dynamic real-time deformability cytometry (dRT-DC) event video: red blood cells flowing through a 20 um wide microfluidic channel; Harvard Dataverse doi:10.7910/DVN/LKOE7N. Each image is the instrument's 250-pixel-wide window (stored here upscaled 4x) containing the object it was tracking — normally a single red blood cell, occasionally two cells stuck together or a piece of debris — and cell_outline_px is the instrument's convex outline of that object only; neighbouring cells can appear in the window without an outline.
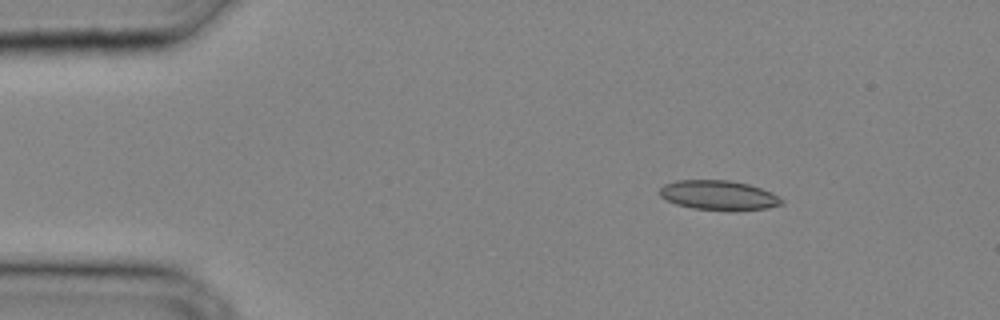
{"species": "common noctule bat (a hibernating species)", "species_latin": "Nyctalus noctula", "temperature_condition": "cold", "stored_images_in_passage": 33, "camera_frame_rate_fps": 3000, "um_per_image_px": 0.085, "animal": {"sex": "male", "body_mass_g": 20.4}, "frame": {"image": 1, "passage_image": 5, "time_ms": 1.333, "image_size_px": [1000, 320], "cell_outline_px": [[784, 204], [768, 208], [736, 212], [692, 208], [676, 204], [660, 196], [660, 188], [664, 184], [676, 180], [728, 180], [748, 184], [760, 188], [784, 200]], "centroid_in_image_um": [61.09, 16.62], "position_along_channel_um": 23.9, "area_um2": 21.21}}
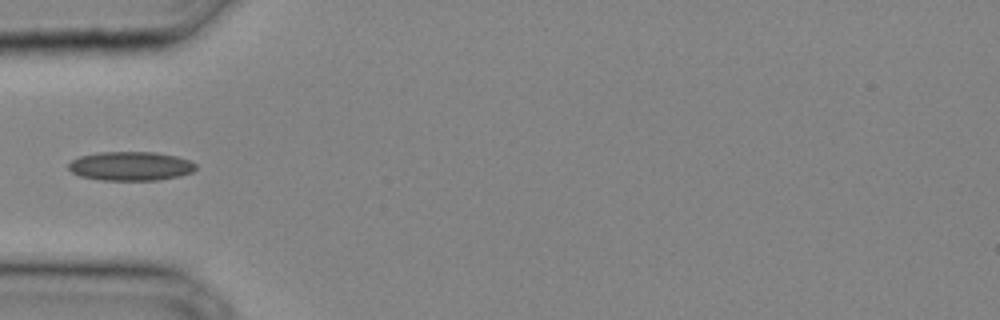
{"frame": {"image": 2, "passage_image": 11, "time_ms": 3.333, "image_size_px": [1000, 320], "cell_outline_px": [[196, 168], [192, 172], [180, 176], [156, 180], [100, 180], [80, 176], [72, 172], [68, 168], [68, 164], [72, 160], [80, 156], [100, 152], [156, 152], [176, 156], [188, 160], [196, 164]], "centroid_in_image_um": [11.1, 14.12], "position_along_channel_um": 73.9, "area_um2": 21.5}}
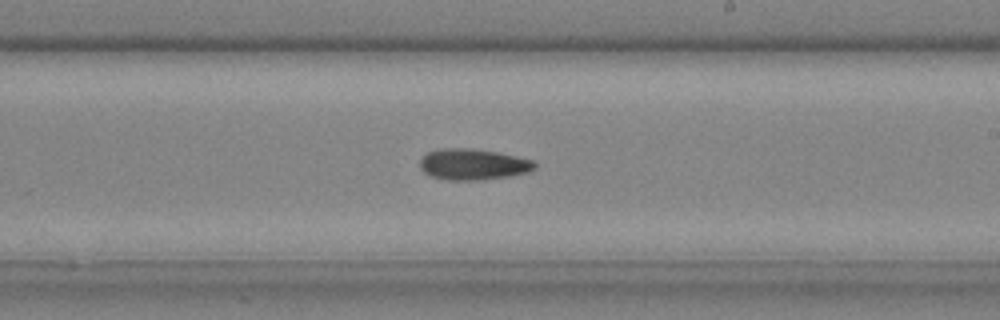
{"frame": {"image": 3, "passage_image": 20, "time_ms": 6.333, "image_size_px": [1000, 320], "cell_outline_px": [[536, 168], [528, 172], [508, 176], [480, 180], [448, 180], [432, 176], [424, 172], [420, 168], [420, 156], [436, 148], [472, 148], [496, 152], [516, 156], [532, 160], [536, 164]], "centroid_in_image_um": [40.17, 13.96], "position_along_channel_um": 248.8, "area_um2": 20.87}}